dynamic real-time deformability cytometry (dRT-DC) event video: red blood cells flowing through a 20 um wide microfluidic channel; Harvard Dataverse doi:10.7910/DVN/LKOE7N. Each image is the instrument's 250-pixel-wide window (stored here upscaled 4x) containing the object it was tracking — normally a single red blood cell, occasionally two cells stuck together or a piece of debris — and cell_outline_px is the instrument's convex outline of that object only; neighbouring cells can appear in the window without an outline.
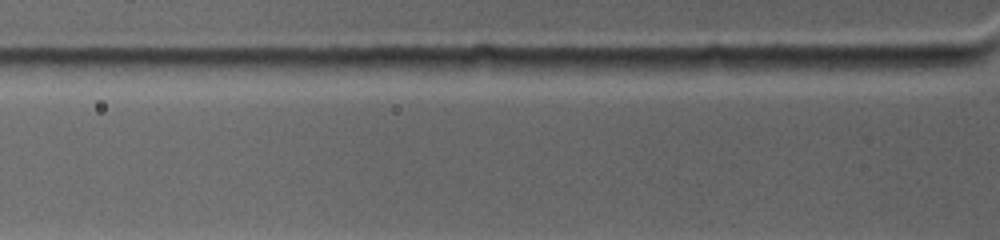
{"species": "common noctule bat (a hibernating species)", "species_latin": "Nyctalus noctula", "temperature_condition": "warm", "stored_images_in_passage": 4, "camera_frame_rate_fps": 4500, "um_per_image_px": 0.085, "animal": {"sex": "female", "body_mass_g": 19.0, "forearm_length_mm": 53.3}, "frame": {"image": 1, "passage_image": 4, "time_ms": 3.333, "image_size_px": [1000, 240], "cell_outline_px": [[980, 60], [972, 64], [920, 72], [856, 76], [844, 68], [852, 56], [960, 56]], "centroid_in_image_um": [76.74, 5.46], "position_along_channel_um": 49.1, "area_um2": 13.93}}